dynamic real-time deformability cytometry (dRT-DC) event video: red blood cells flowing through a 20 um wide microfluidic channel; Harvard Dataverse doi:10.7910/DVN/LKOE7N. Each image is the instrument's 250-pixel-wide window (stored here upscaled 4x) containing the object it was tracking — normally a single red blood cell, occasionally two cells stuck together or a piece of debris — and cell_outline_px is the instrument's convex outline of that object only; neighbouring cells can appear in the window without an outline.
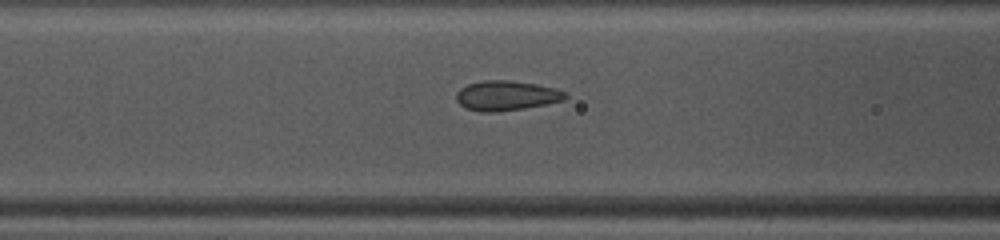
{"species": "common noctule bat (a hibernating species)", "species_latin": "Nyctalus noctula", "temperature_condition": "warm", "stored_images_in_passage": 47, "camera_frame_rate_fps": 3000, "um_per_image_px": 0.085, "animal": {"sex": "female", "body_mass_g": 10.0, "forearm_length_mm": 53.1}, "frame": {"image": 1, "passage_image": 17, "time_ms": 5.333, "image_size_px": [1000, 240], "cell_outline_px": [[568, 96], [564, 100], [548, 104], [524, 108], [496, 112], [480, 112], [464, 108], [456, 100], [456, 92], [460, 88], [468, 84], [484, 80], [508, 80], [536, 84], [556, 88], [564, 92]], "centroid_in_image_um": [43.02, 8.13], "position_along_channel_um": 123.6, "area_um2": 19.07}}
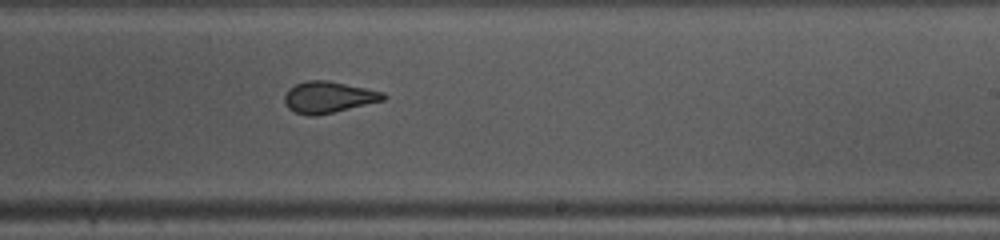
{"frame": {"image": 2, "passage_image": 27, "time_ms": 8.667, "image_size_px": [1000, 240], "cell_outline_px": [[388, 96], [384, 100], [316, 116], [308, 116], [296, 112], [288, 108], [284, 104], [284, 96], [288, 88], [296, 84], [308, 80], [328, 80], [384, 92]], "centroid_in_image_um": [27.89, 8.26], "position_along_channel_um": 261.1, "area_um2": 18.09}}
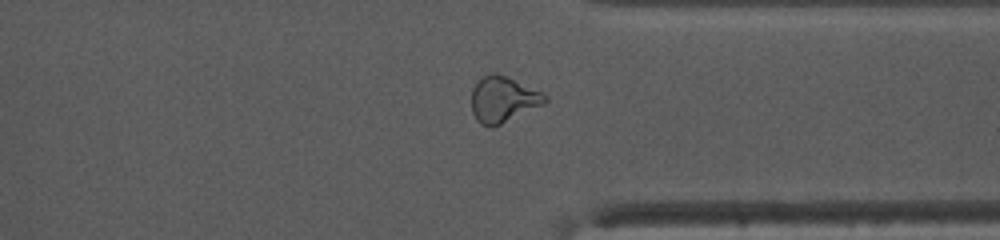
{"frame": {"image": 3, "passage_image": 35, "time_ms": 11.333, "image_size_px": [1000, 240], "cell_outline_px": [[548, 100], [544, 104], [492, 128], [488, 128], [480, 124], [476, 120], [472, 112], [472, 88], [484, 76], [492, 72], [496, 72], [508, 76], [548, 96]], "centroid_in_image_um": [42.74, 8.46], "position_along_channel_um": 368.7, "area_um2": 19.65}, "authors_computed_cell_mechanics": {"area_um2": 19.074, "velocity_mm_per_s": 4.1314, "shape_relaxation_time_tau1_ms": 6.7095, "shape_relaxation_time_tau2_ms": 1.6914, "deformation_change_tau1": 0.1488, "deformation_change_tau2": 0.0348}}